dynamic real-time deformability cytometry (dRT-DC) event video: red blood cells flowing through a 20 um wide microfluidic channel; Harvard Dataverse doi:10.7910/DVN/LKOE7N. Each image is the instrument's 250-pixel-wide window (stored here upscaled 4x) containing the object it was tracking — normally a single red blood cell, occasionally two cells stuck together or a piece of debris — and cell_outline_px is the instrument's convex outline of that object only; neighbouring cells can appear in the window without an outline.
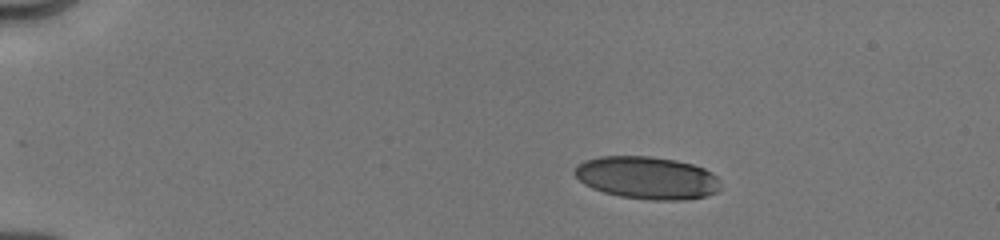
{"species": "human", "species_latin": "Homo sapiens", "temperature_condition": "cold", "stored_images_in_passage": 31, "camera_frame_rate_fps": 3000, "um_per_image_px": 0.085, "donor": {"sex": "male"}, "frame": {"image": 1, "passage_image": 5, "time_ms": 2.0, "image_size_px": [1000, 240], "cell_outline_px": [[720, 188], [716, 192], [708, 196], [684, 200], [652, 200], [620, 196], [604, 192], [592, 188], [584, 184], [572, 172], [584, 160], [600, 156], [648, 156], [676, 160], [692, 164], [704, 168], [712, 172], [720, 180]], "centroid_in_image_um": [55.03, 15.11], "position_along_channel_um": 30.0, "area_um2": 36.3}}
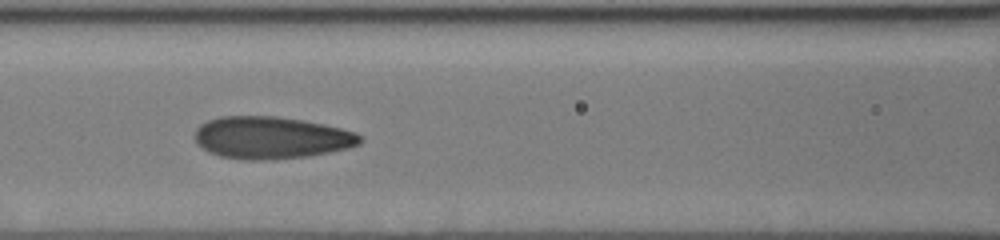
{"frame": {"image": 2, "passage_image": 16, "time_ms": 7.0, "image_size_px": [1000, 240], "cell_outline_px": [[364, 140], [360, 144], [348, 148], [308, 156], [272, 160], [248, 160], [220, 156], [208, 152], [196, 144], [196, 128], [200, 124], [208, 120], [220, 116], [276, 116], [304, 120], [324, 124], [356, 132]], "centroid_in_image_um": [23.05, 11.7], "position_along_channel_um": 143.6, "area_um2": 40.86}}
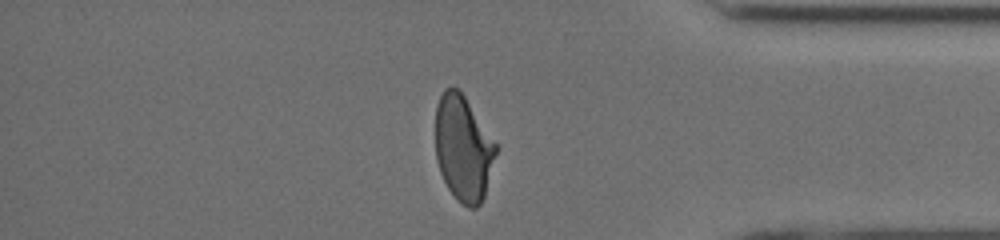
{"frame": {"image": 3, "passage_image": 26, "time_ms": 13.667, "image_size_px": [1000, 240], "cell_outline_px": [[496, 152], [484, 196], [480, 204], [476, 208], [468, 208], [456, 200], [448, 188], [440, 172], [436, 160], [436, 108], [440, 96], [444, 88], [460, 88], [496, 144]], "centroid_in_image_um": [39.35, 12.6], "position_along_channel_um": 395.8, "area_um2": 36.99}, "authors_computed_cell_mechanics": {"area_um2": 37.859, "velocity_mm_per_s": 4.0344, "shape_relaxation_time_tau1_ms": 4.251, "shape_relaxation_time_tau2_ms": 1.0528, "deformation_change_tau1": 0.1442, "deformation_change_tau2": 0.0646}}